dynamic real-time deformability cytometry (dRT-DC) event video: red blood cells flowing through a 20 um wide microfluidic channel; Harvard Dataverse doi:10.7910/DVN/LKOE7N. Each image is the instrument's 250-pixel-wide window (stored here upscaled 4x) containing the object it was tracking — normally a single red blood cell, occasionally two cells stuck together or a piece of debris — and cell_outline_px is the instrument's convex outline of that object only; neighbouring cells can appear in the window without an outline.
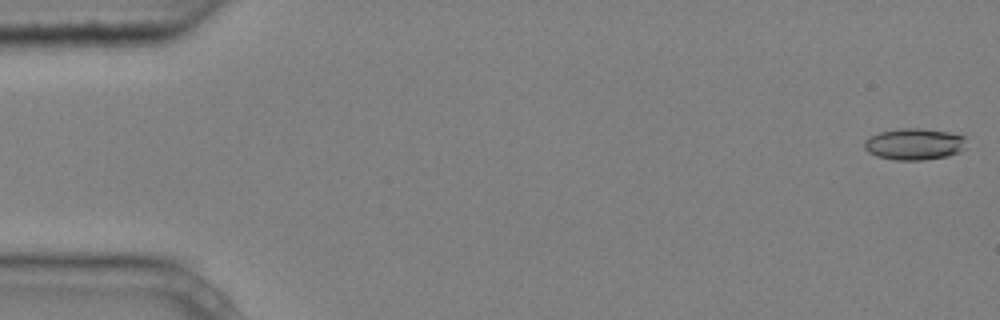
{"species": "common noctule bat (a hibernating species)", "species_latin": "Nyctalus noctula", "temperature_condition": "cold", "stored_images_in_passage": 5, "camera_frame_rate_fps": 3000, "um_per_image_px": 0.085, "animal": {"sex": "male", "body_mass_g": 20.4}, "frame": {"image": 1, "passage_image": 1, "time_ms": 0.0, "image_size_px": [1000, 320], "cell_outline_px": [[964, 148], [960, 152], [948, 156], [924, 160], [896, 160], [876, 156], [868, 152], [864, 148], [864, 140], [880, 132], [900, 128], [920, 128], [948, 132], [964, 136]], "centroid_in_image_um": [77.7, 12.25], "position_along_channel_um": 7.3, "area_um2": 18.73}}
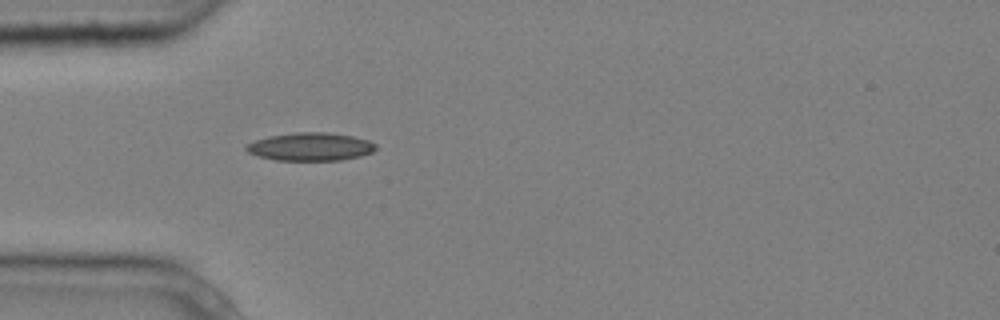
{"frame": {"image": 2, "passage_image": 5, "time_ms": 1.333, "image_size_px": [1000, 320], "cell_outline_px": [[376, 148], [372, 152], [360, 156], [340, 160], [276, 160], [256, 156], [248, 152], [244, 148], [248, 144], [256, 140], [268, 136], [296, 132], [328, 132], [352, 136], [368, 140], [376, 144]], "centroid_in_image_um": [26.38, 12.47], "position_along_channel_um": 58.6, "area_um2": 21.15}}